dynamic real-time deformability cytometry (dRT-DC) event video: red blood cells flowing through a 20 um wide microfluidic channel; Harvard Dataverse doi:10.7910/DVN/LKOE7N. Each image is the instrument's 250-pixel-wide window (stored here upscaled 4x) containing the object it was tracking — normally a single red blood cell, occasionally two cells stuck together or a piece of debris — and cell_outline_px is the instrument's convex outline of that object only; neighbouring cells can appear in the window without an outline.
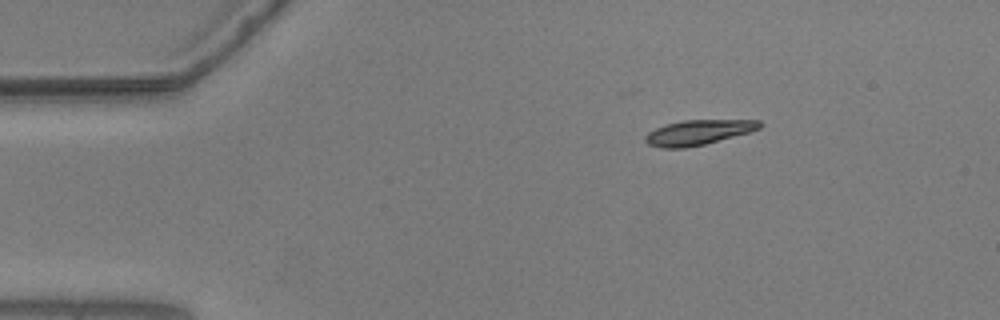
{"species": "common noctule bat (a hibernating species)", "species_latin": "Nyctalus noctula", "temperature_condition": "warm", "stored_images_in_passage": 49, "camera_frame_rate_fps": 3000, "um_per_image_px": 0.085, "animal": {"sex": "male", "body_mass_g": 20.5, "forearm_length_mm": 52.5}, "frame": {"image": 1, "passage_image": 1, "time_ms": 0.0, "image_size_px": [1000, 320], "cell_outline_px": [[764, 124], [760, 128], [748, 132], [704, 144], [684, 148], [660, 148], [648, 144], [644, 140], [644, 136], [648, 132], [656, 128], [668, 124], [684, 120], [760, 120]], "centroid_in_image_um": [59.33, 11.25], "position_along_channel_um": 25.7, "area_um2": 16.47}}
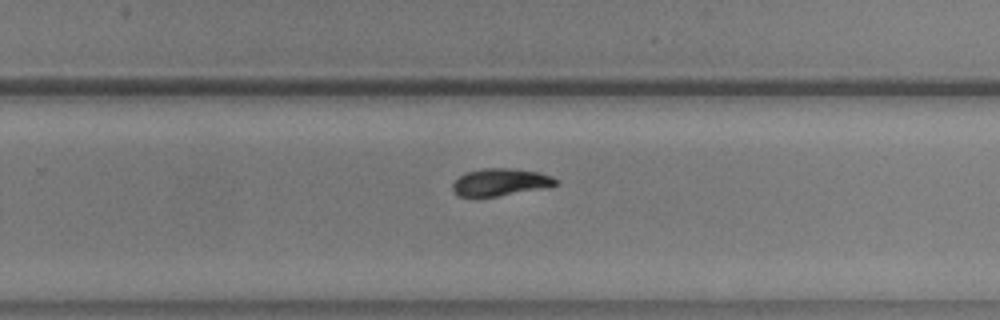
{"frame": {"image": 2, "passage_image": 28, "time_ms": 9.0, "image_size_px": [1000, 320], "cell_outline_px": [[560, 184], [544, 188], [496, 196], [456, 196], [452, 192], [452, 184], [460, 176], [468, 172], [484, 168], [508, 168], [540, 172], [552, 176], [560, 180]], "centroid_in_image_um": [42.57, 15.48], "position_along_channel_um": 287.2, "area_um2": 16.42}}
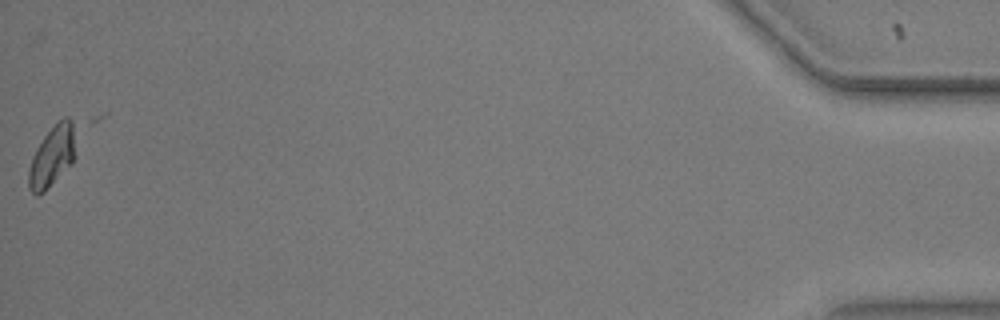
{"frame": {"image": 3, "passage_image": 48, "time_ms": 15.667, "image_size_px": [1000, 320], "cell_outline_px": [[76, 156], [72, 164], [44, 192], [36, 196], [28, 188], [28, 172], [32, 156], [36, 148], [44, 136], [64, 116], [68, 116], [76, 120]], "centroid_in_image_um": [4.5, 13.24], "position_along_channel_um": 430.7, "area_um2": 17.22}}